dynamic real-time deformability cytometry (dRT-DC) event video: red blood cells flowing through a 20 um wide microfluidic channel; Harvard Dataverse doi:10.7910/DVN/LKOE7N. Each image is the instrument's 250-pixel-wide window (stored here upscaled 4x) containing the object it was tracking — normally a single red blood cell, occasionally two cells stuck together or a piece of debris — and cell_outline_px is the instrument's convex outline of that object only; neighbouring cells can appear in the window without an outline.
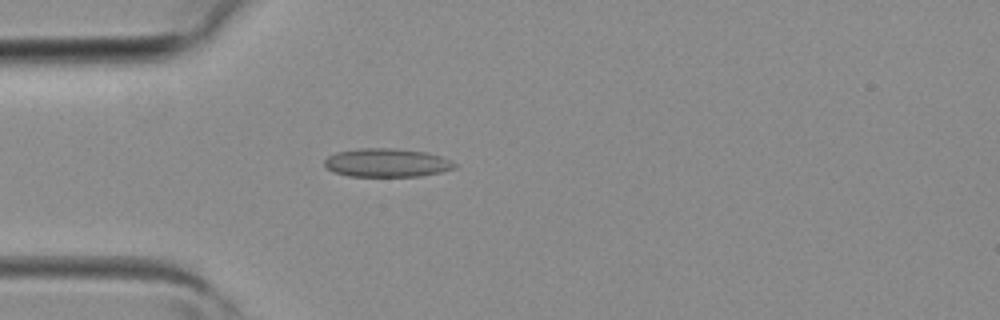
{"species": "common noctule bat (a hibernating species)", "species_latin": "Nyctalus noctula", "temperature_condition": "room temperature", "stored_images_in_passage": 3, "camera_frame_rate_fps": 3000, "um_per_image_px": 0.085, "animal": {"sex": "female", "body_mass_g": 19.3, "forearm_length_mm": 54.1}, "frame": {"image": 1, "passage_image": 3, "time_ms": 0.667, "image_size_px": [1000, 320], "cell_outline_px": [[456, 168], [440, 172], [420, 176], [348, 176], [336, 172], [328, 168], [324, 164], [324, 160], [328, 156], [336, 152], [360, 148], [392, 148], [428, 152], [440, 156], [456, 164]], "centroid_in_image_um": [32.87, 13.83], "position_along_channel_um": 52.1, "area_um2": 21.5}}